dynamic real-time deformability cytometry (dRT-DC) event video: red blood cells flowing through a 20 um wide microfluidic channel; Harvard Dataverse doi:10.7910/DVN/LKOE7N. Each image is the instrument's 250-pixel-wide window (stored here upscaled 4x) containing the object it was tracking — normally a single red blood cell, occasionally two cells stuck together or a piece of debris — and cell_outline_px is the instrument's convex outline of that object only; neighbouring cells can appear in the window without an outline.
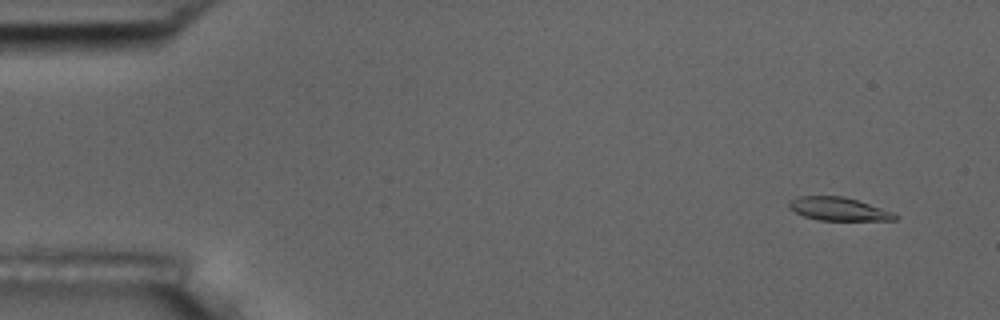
{"species": "common noctule bat (a hibernating species)", "species_latin": "Nyctalus noctula", "temperature_condition": "room temperature", "stored_images_in_passage": 10, "camera_frame_rate_fps": 3000, "um_per_image_px": 0.085, "animal": {"sex": "male", "body_mass_g": 17.5, "forearm_length_mm": 52.3}, "frame": {"image": 1, "passage_image": 1, "time_ms": 0.0, "image_size_px": [1000, 320], "cell_outline_px": [[900, 216], [896, 220], [816, 220], [804, 216], [788, 208], [788, 204], [796, 196], [844, 196], [896, 212]], "centroid_in_image_um": [71.32, 17.76], "position_along_channel_um": 13.7, "area_um2": 14.51}}
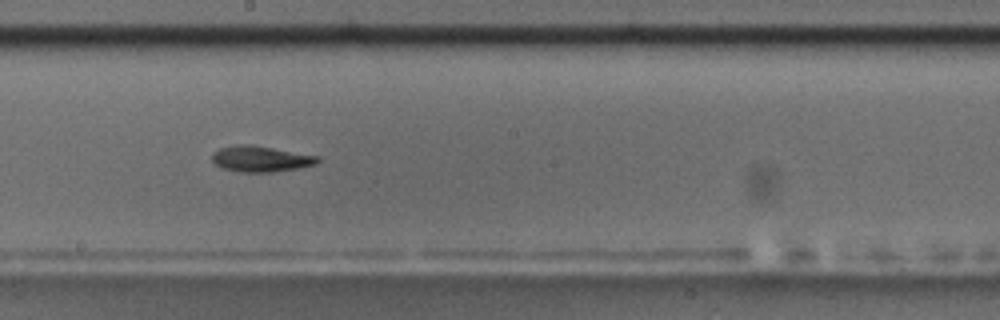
{"frame": {"image": 2, "passage_image": 9, "time_ms": 9.0, "image_size_px": [1000, 320], "cell_outline_px": [[320, 160], [316, 164], [300, 168], [272, 172], [240, 172], [224, 168], [216, 164], [212, 160], [212, 152], [220, 148], [244, 144], [252, 144], [320, 156]], "centroid_in_image_um": [22.2, 13.5], "position_along_channel_um": 226.0, "area_um2": 15.95}}
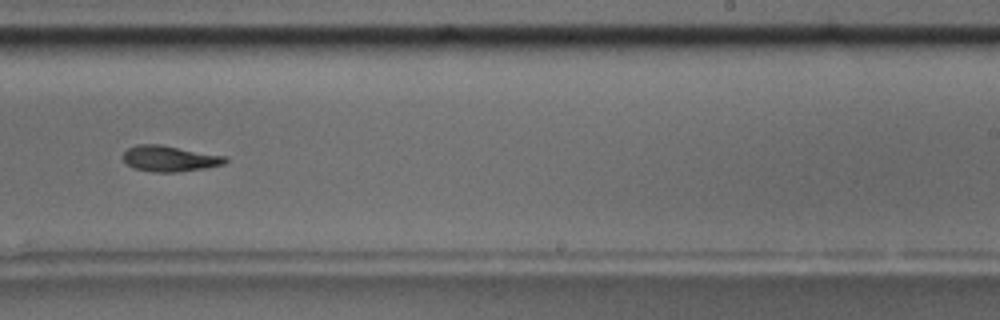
{"frame": {"image": 3, "passage_image": 10, "time_ms": 10.333, "image_size_px": [1000, 320], "cell_outline_px": [[228, 160], [224, 164], [204, 168], [176, 172], [152, 172], [136, 168], [128, 164], [124, 160], [124, 152], [128, 148], [136, 144], [160, 144], [228, 156]], "centroid_in_image_um": [14.46, 13.47], "position_along_channel_um": 274.5, "area_um2": 15.37}}